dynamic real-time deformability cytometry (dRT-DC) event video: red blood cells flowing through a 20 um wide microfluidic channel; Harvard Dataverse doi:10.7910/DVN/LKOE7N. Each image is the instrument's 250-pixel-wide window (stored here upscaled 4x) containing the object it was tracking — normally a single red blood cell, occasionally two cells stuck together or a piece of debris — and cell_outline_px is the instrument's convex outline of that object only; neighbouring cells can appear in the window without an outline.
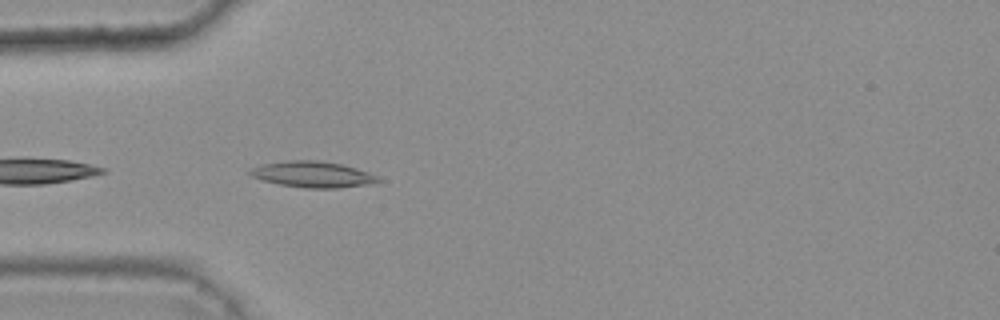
{"species": "common noctule bat (a hibernating species)", "species_latin": "Nyctalus noctula", "temperature_condition": "warm", "stored_images_in_passage": 7, "camera_frame_rate_fps": 3000, "um_per_image_px": 0.085, "animal": {"sex": "female", "body_mass_g": 25.1}, "frame": {"image": 1, "passage_image": 2, "time_ms": 0.333, "image_size_px": [1000, 320], "cell_outline_px": [[380, 180], [368, 184], [336, 188], [304, 188], [280, 184], [264, 180], [252, 176], [248, 172], [252, 168], [260, 164], [288, 160], [316, 160], [340, 164], [356, 168], [368, 172], [376, 176]], "centroid_in_image_um": [26.54, 14.81], "position_along_channel_um": 58.5, "area_um2": 19.13}}